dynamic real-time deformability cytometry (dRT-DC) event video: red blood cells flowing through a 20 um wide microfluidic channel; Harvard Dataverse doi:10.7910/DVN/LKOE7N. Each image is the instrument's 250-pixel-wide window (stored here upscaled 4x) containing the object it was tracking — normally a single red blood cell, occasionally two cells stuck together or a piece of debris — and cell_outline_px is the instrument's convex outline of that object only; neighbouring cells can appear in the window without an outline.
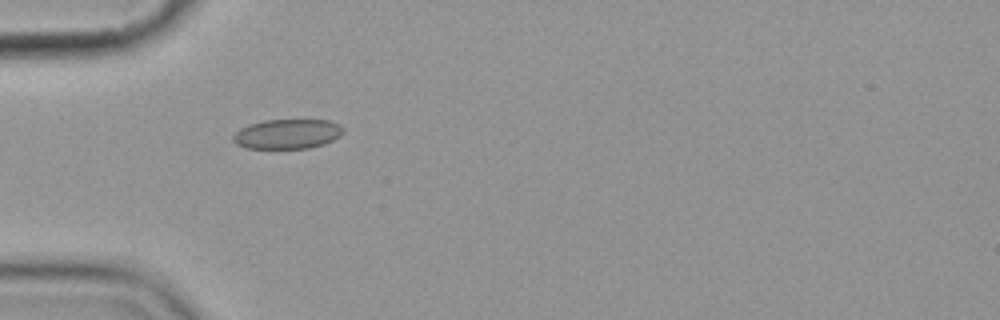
{"species": "common noctule bat (a hibernating species)", "species_latin": "Nyctalus noctula", "temperature_condition": "cold", "stored_images_in_passage": 4, "camera_frame_rate_fps": 3000, "um_per_image_px": 0.085, "animal": {"sex": "female", "body_mass_g": 19.9}, "frame": {"image": 1, "passage_image": 3, "time_ms": 2.667, "image_size_px": [1000, 320], "cell_outline_px": [[344, 132], [340, 136], [324, 144], [308, 148], [248, 148], [236, 144], [232, 140], [232, 136], [240, 128], [248, 124], [264, 120], [328, 120], [344, 128]], "centroid_in_image_um": [24.4, 11.38], "position_along_channel_um": 60.6, "area_um2": 19.02}}
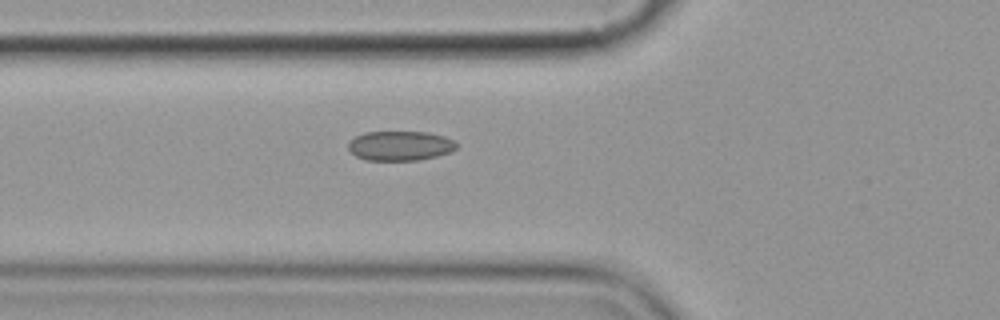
{"frame": {"image": 2, "passage_image": 4, "time_ms": 3.667, "image_size_px": [1000, 320], "cell_outline_px": [[456, 148], [448, 152], [436, 156], [420, 160], [364, 160], [356, 156], [348, 148], [348, 140], [364, 132], [428, 132], [444, 136], [452, 140], [456, 144]], "centroid_in_image_um": [33.96, 12.39], "position_along_channel_um": 91.8, "area_um2": 18.61}}